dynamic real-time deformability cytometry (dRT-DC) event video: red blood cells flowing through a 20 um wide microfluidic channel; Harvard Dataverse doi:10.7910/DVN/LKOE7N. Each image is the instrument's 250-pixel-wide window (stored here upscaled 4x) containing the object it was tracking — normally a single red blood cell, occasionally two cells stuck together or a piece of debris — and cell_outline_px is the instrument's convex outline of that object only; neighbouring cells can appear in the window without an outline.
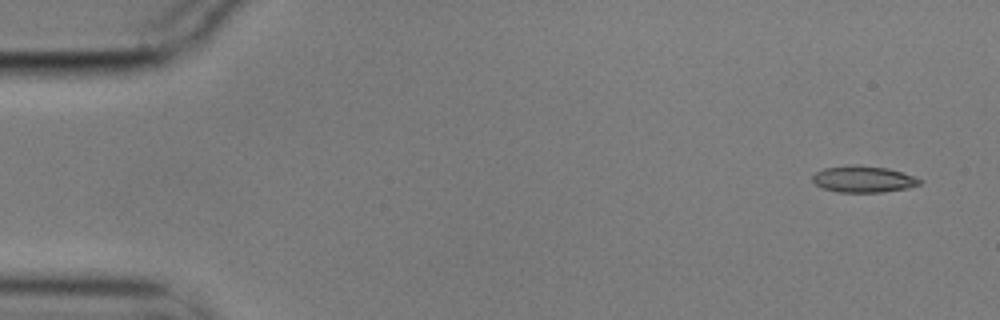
{"species": "common noctule bat (a hibernating species)", "species_latin": "Nyctalus noctula", "temperature_condition": "cold", "stored_images_in_passage": 4, "camera_frame_rate_fps": 3000, "um_per_image_px": 0.085, "animal": {"sex": "male", "body_mass_g": 17.9}, "frame": {"image": 1, "passage_image": 1, "time_ms": 0.0, "image_size_px": [1000, 320], "cell_outline_px": [[924, 180], [920, 184], [908, 188], [884, 192], [840, 192], [824, 188], [816, 184], [812, 180], [812, 176], [816, 172], [824, 168], [888, 168]], "centroid_in_image_um": [73.43, 15.29], "position_along_channel_um": 11.6, "area_um2": 15.55}}
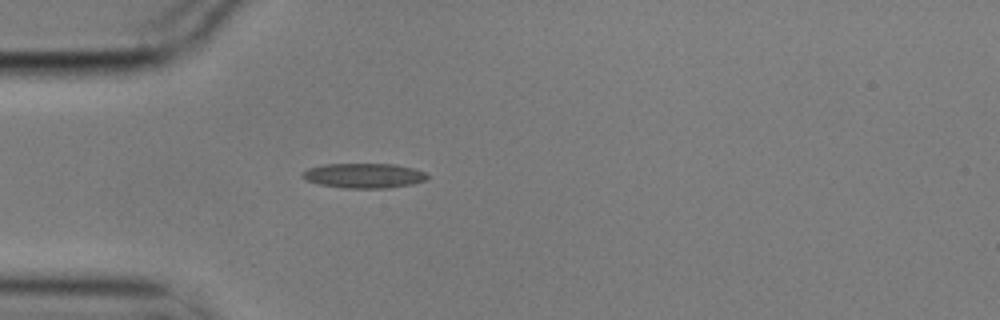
{"frame": {"image": 2, "passage_image": 4, "time_ms": 1.0, "image_size_px": [1000, 320], "cell_outline_px": [[428, 176], [424, 180], [412, 184], [388, 188], [344, 188], [320, 184], [308, 180], [300, 176], [308, 168], [324, 164], [396, 164], [412, 168], [424, 172]], "centroid_in_image_um": [30.93, 14.92], "position_along_channel_um": 54.1, "area_um2": 17.86}}